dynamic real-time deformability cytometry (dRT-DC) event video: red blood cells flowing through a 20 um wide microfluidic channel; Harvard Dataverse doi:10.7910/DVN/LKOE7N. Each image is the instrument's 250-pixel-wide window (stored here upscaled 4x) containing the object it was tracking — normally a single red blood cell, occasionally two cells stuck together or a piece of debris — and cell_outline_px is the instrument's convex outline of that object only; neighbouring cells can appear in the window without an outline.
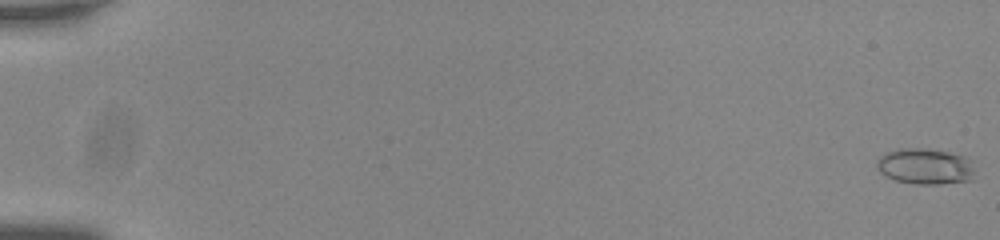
{"species": "common noctule bat (a hibernating species)", "species_latin": "Nyctalus noctula", "temperature_condition": "room temperature", "stored_images_in_passage": 57, "camera_frame_rate_fps": 3000, "um_per_image_px": 0.085, "animal": {"sex": "male", "body_mass_g": 20.0, "forearm_length_mm": 53.3}, "frame": {"image": 1, "passage_image": 1, "time_ms": 0.0, "image_size_px": [1000, 240], "cell_outline_px": [[976, 168], [972, 180], [940, 184], [916, 184], [896, 180], [884, 176], [876, 168], [876, 160], [880, 156], [888, 152], [900, 148], [928, 148], [948, 152], [964, 156], [972, 160]], "centroid_in_image_um": [78.67, 14.14], "position_along_channel_um": 6.3, "area_um2": 20.92}}
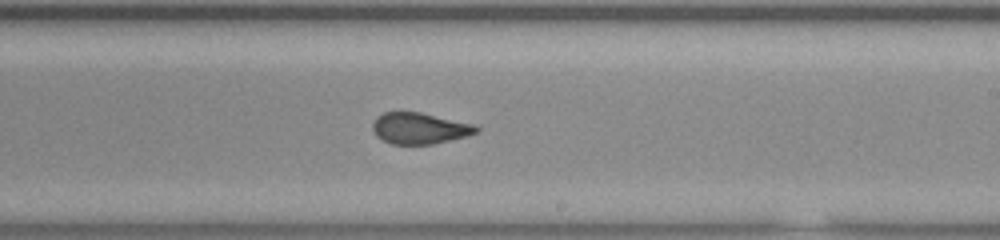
{"frame": {"image": 2, "passage_image": 36, "time_ms": 11.667, "image_size_px": [1000, 240], "cell_outline_px": [[480, 132], [468, 136], [432, 144], [392, 144], [376, 136], [372, 128], [372, 124], [376, 116], [384, 112], [420, 112], [476, 124], [480, 128]], "centroid_in_image_um": [35.7, 10.9], "position_along_channel_um": 253.3, "area_um2": 19.07}}
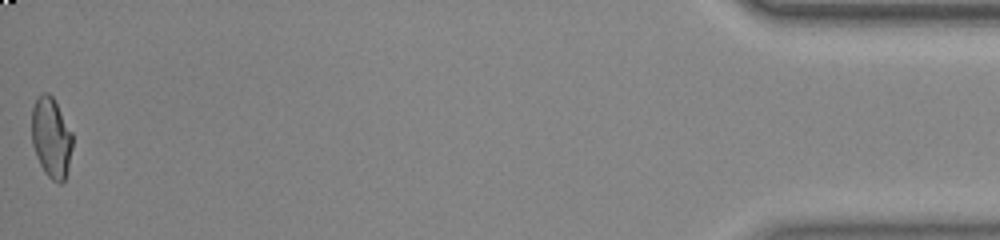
{"frame": {"image": 3, "passage_image": 57, "time_ms": 18.667, "image_size_px": [1000, 240], "cell_outline_px": [[72, 148], [68, 168], [64, 180], [60, 184], [52, 180], [44, 172], [36, 156], [32, 144], [32, 108], [36, 100], [44, 92], [48, 92], [52, 96], [72, 132]], "centroid_in_image_um": [4.35, 11.72], "position_along_channel_um": 430.8, "area_um2": 18.96}}